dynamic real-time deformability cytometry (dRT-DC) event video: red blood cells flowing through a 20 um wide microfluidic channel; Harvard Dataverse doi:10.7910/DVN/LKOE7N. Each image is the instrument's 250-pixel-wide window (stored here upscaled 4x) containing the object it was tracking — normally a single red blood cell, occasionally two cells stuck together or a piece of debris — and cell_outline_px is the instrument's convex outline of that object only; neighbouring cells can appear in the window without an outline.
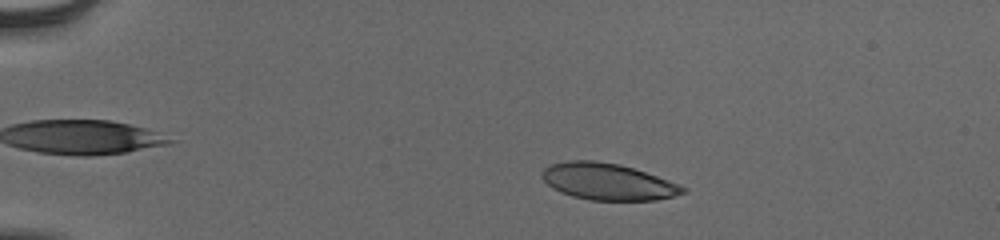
{"species": "human", "species_latin": "Homo sapiens", "temperature_condition": "cold", "stored_images_in_passage": 53, "camera_frame_rate_fps": 3000, "um_per_image_px": 0.085, "donor": {"sex": "male"}, "frame": {"image": 1, "passage_image": 10, "time_ms": 3.0, "image_size_px": [1000, 240], "cell_outline_px": [[688, 192], [656, 200], [592, 200], [572, 196], [560, 192], [552, 188], [540, 176], [540, 172], [548, 164], [568, 160], [596, 160], [620, 164], [668, 180], [688, 188]], "centroid_in_image_um": [51.62, 15.43], "position_along_channel_um": 33.4, "area_um2": 30.17}}
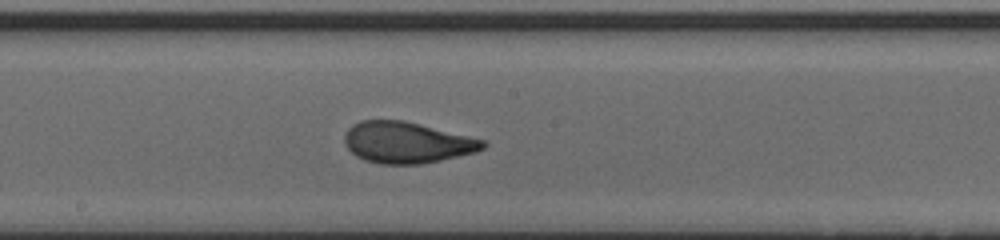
{"frame": {"image": 2, "passage_image": 30, "time_ms": 9.667, "image_size_px": [1000, 240], "cell_outline_px": [[488, 144], [484, 148], [476, 152], [440, 160], [420, 164], [380, 164], [364, 160], [356, 156], [344, 144], [344, 136], [348, 128], [352, 124], [360, 120], [404, 120], [484, 140]], "centroid_in_image_um": [34.55, 12.11], "position_along_channel_um": 213.6, "area_um2": 33.23}}
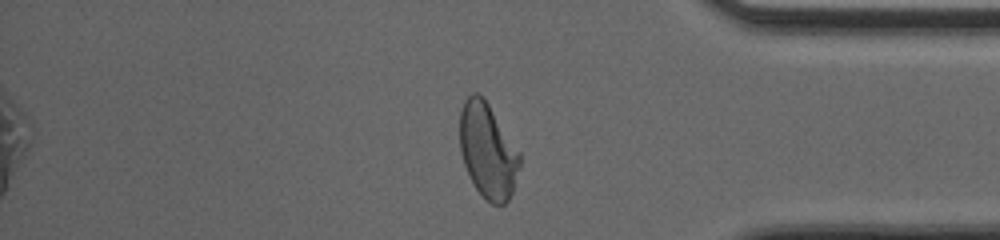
{"frame": {"image": 3, "passage_image": 45, "time_ms": 14.667, "image_size_px": [1000, 240], "cell_outline_px": [[520, 168], [512, 192], [508, 200], [504, 204], [492, 204], [476, 188], [464, 164], [460, 152], [460, 108], [464, 100], [472, 92], [476, 92], [484, 96], [520, 152]], "centroid_in_image_um": [41.46, 12.76], "position_along_channel_um": 393.7, "area_um2": 33.18}, "authors_computed_cell_mechanics": {"area_um2": 32.7148, "velocity_mm_per_s": 3.8944, "shape_relaxation_time_tau1_ms": 5.4315, "shape_relaxation_time_tau2_ms": 0.7953, "deformation_change_tau1": 0.2142, "deformation_change_tau2": 0.0756}}